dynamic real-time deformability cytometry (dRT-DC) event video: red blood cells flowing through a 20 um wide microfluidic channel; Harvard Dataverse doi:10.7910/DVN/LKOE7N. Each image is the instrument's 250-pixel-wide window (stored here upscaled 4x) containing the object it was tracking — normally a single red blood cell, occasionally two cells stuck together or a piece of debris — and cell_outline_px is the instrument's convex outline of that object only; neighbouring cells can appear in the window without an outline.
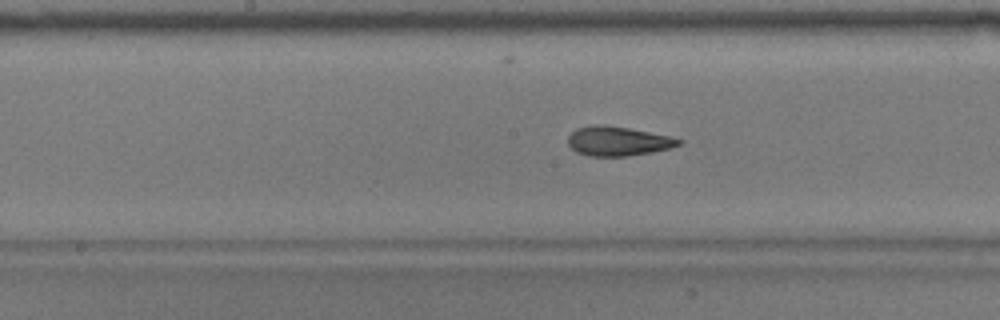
{"species": "common noctule bat (a hibernating species)", "species_latin": "Nyctalus noctula", "temperature_condition": "warm", "stored_images_in_passage": 40, "camera_frame_rate_fps": 3000, "um_per_image_px": 0.085, "animal": {"sex": "male", "body_mass_g": 17.9}, "frame": {"image": 1, "passage_image": 13, "time_ms": 4.0, "image_size_px": [1000, 320], "cell_outline_px": [[684, 140], [680, 144], [672, 148], [652, 152], [628, 156], [588, 156], [576, 152], [568, 144], [568, 136], [576, 128], [592, 124], [604, 124], [628, 128], [668, 136]], "centroid_in_image_um": [52.5, 11.99], "position_along_channel_um": 195.7, "area_um2": 19.02}}
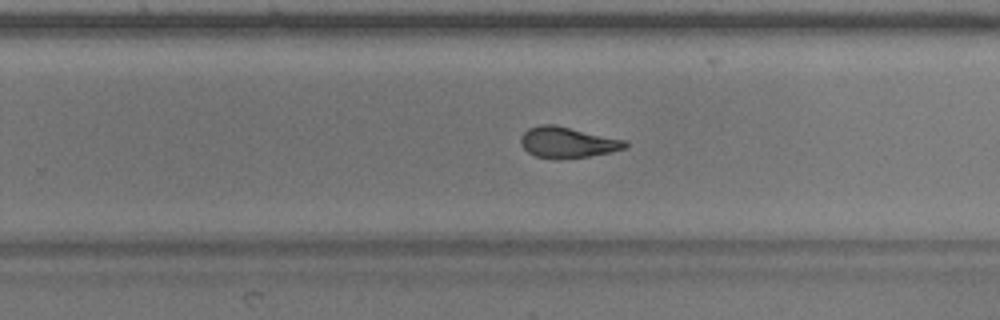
{"frame": {"image": 2, "passage_image": 20, "time_ms": 6.333, "image_size_px": [1000, 320], "cell_outline_px": [[628, 144], [624, 148], [608, 152], [588, 156], [536, 156], [528, 152], [520, 144], [520, 136], [528, 128], [540, 124], [552, 124], [628, 140]], "centroid_in_image_um": [48.23, 12.05], "position_along_channel_um": 281.6, "area_um2": 18.09}}
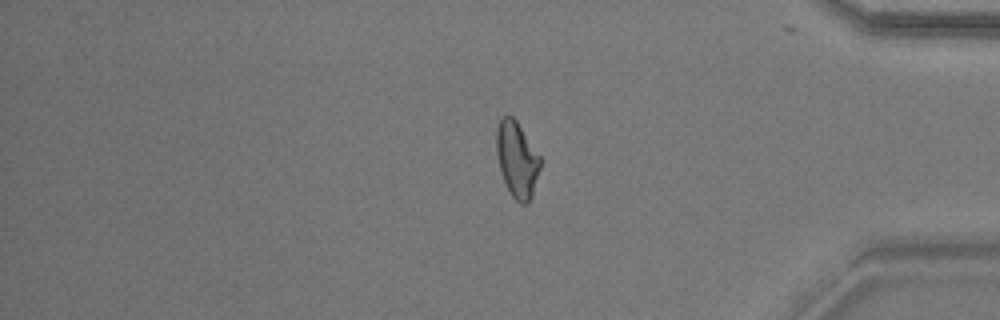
{"frame": {"image": 3, "passage_image": 31, "time_ms": 10.0, "image_size_px": [1000, 320], "cell_outline_px": [[540, 168], [532, 196], [528, 204], [520, 204], [512, 196], [504, 180], [500, 168], [496, 152], [496, 128], [500, 120], [504, 116], [512, 116], [516, 120], [540, 156]], "centroid_in_image_um": [43.94, 13.56], "position_along_channel_um": 391.3, "area_um2": 19.13}, "authors_computed_cell_mechanics": {"area_um2": 19.2763, "velocity_mm_per_s": 3.7004, "shape_relaxation_time_tau1_ms": 8.1529, "shape_relaxation_time_tau2_ms": 1.8729, "deformation_change_tau1": 0.2063, "deformation_change_tau2": 0.0844}}